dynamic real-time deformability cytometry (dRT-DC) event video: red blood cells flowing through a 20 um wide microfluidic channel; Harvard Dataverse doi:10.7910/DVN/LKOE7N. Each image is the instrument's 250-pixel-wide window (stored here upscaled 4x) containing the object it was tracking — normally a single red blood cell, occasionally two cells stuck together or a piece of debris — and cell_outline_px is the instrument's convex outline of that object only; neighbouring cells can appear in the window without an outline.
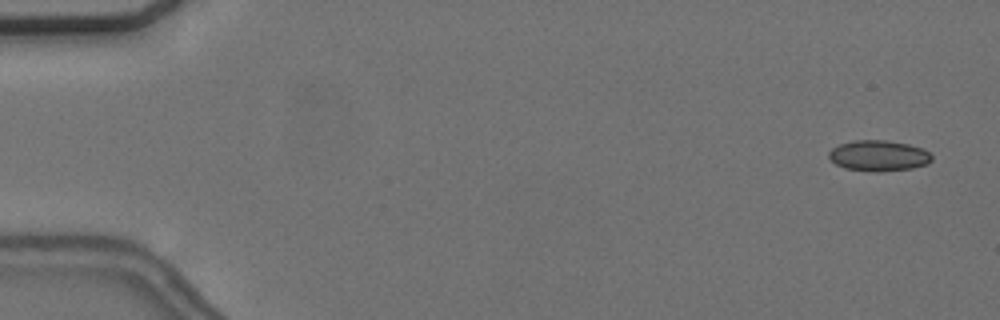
{"species": "common noctule bat (a hibernating species)", "species_latin": "Nyctalus noctula", "temperature_condition": "cold", "stored_images_in_passage": 12, "camera_frame_rate_fps": 3000, "um_per_image_px": 0.085, "animal": {"sex": "female", "body_mass_g": 24.6, "forearm_length_mm": 56.2}, "frame": {"image": 1, "passage_image": 3, "time_ms": 0.667, "image_size_px": [1000, 320], "cell_outline_px": [[932, 160], [928, 164], [912, 168], [880, 172], [872, 172], [844, 168], [836, 164], [828, 156], [828, 152], [832, 148], [840, 144], [852, 140], [884, 140], [908, 144], [924, 148], [932, 156]], "centroid_in_image_um": [74.69, 13.24], "position_along_channel_um": 10.3, "area_um2": 18.61}}